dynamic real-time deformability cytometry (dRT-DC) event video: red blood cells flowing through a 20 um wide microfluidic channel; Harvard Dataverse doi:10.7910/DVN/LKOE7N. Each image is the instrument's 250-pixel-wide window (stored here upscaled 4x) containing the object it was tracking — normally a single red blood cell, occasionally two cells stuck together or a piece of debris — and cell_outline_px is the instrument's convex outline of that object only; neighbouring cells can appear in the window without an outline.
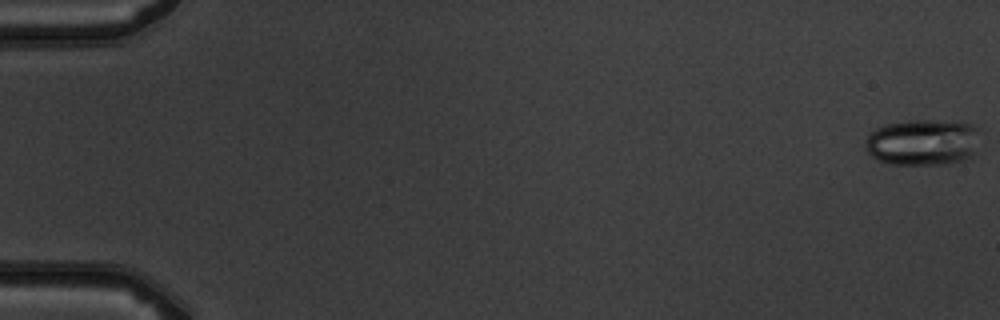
{"species": "common noctule bat (a hibernating species)", "species_latin": "Nyctalus noctula", "temperature_condition": "warm", "stored_images_in_passage": 4, "camera_frame_rate_fps": 3000, "um_per_image_px": 0.085, "animal": {"sex": "male", "body_mass_g": 19.5, "forearm_length_mm": 54.6}, "frame": {"image": 1, "passage_image": 1, "time_ms": 0.0, "image_size_px": [1000, 320], "cell_outline_px": [[980, 128], [976, 156], [972, 160], [948, 164], [892, 164], [876, 160], [868, 152], [864, 144], [864, 140], [876, 128], [888, 124], [908, 120], [928, 120], [972, 124]], "centroid_in_image_um": [78.51, 12.12], "position_along_channel_um": 6.5, "area_um2": 31.56}}